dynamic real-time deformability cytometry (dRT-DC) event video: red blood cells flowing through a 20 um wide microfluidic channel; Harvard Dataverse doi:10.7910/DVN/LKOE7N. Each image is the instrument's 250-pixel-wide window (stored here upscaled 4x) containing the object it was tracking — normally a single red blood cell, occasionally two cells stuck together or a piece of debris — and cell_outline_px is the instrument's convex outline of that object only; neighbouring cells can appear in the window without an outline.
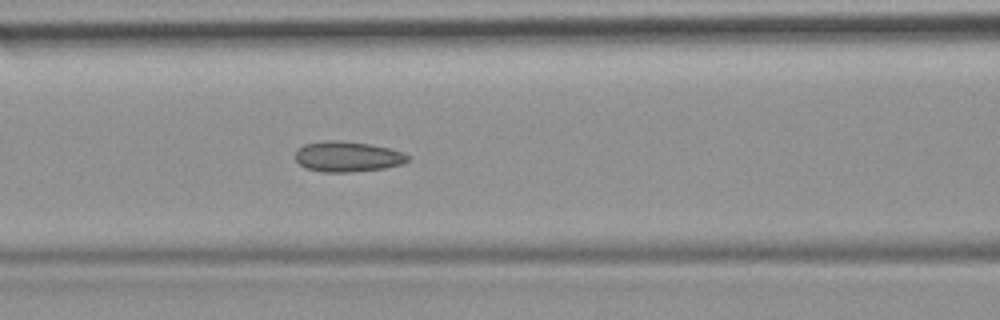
{"species": "common noctule bat (a hibernating species)", "species_latin": "Nyctalus noctula", "temperature_condition": "room temperature", "stored_images_in_passage": 35, "camera_frame_rate_fps": 3000, "um_per_image_px": 0.085, "animal": {"sex": "female", "body_mass_g": 19.9}, "frame": {"image": 1, "passage_image": 11, "time_ms": 3.333, "image_size_px": [1000, 320], "cell_outline_px": [[408, 160], [404, 164], [384, 168], [352, 172], [324, 172], [304, 168], [296, 160], [296, 148], [304, 144], [328, 140], [340, 140], [368, 144], [388, 148], [404, 152], [408, 156]], "centroid_in_image_um": [29.52, 13.31], "position_along_channel_um": 137.1, "area_um2": 20.0}}